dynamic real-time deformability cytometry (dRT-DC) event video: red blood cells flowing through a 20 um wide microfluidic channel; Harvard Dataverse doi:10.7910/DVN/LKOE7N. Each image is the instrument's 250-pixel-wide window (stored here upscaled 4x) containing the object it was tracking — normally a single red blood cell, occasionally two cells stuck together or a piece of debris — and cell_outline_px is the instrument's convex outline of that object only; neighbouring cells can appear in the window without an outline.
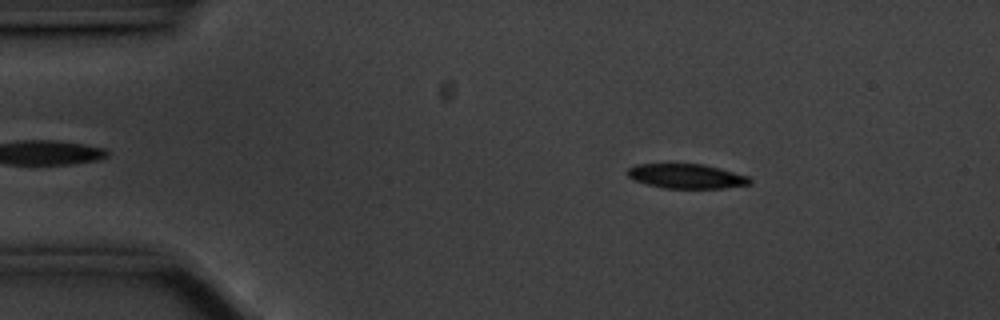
{"species": "common noctule bat (a hibernating species)", "species_latin": "Nyctalus noctula", "temperature_condition": "cold", "stored_images_in_passage": 40, "camera_frame_rate_fps": 3000, "um_per_image_px": 0.085, "animal": {"sex": "male", "body_mass_g": 20.1, "forearm_length_mm": 53.5}, "frame": {"image": 1, "passage_image": 8, "time_ms": 2.333, "image_size_px": [1000, 320], "cell_outline_px": [[752, 184], [724, 188], [664, 188], [632, 180], [624, 172], [628, 168], [636, 164], [668, 160], [704, 164], [720, 168], [748, 176], [752, 180]], "centroid_in_image_um": [58.26, 14.91], "position_along_channel_um": 26.7, "area_um2": 18.61}}
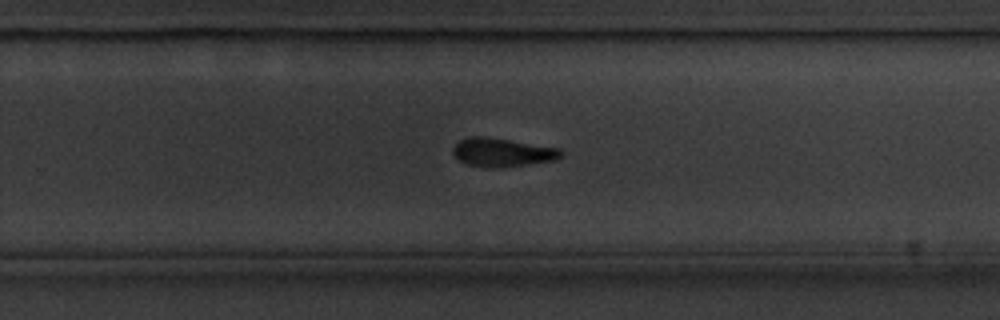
{"frame": {"image": 2, "passage_image": 35, "time_ms": 11.333, "image_size_px": [1000, 320], "cell_outline_px": [[564, 152], [556, 160], [528, 164], [468, 164], [460, 160], [452, 152], [452, 148], [460, 140], [468, 136], [484, 136], [560, 148]], "centroid_in_image_um": [42.73, 12.88], "position_along_channel_um": 287.1, "area_um2": 16.94}}
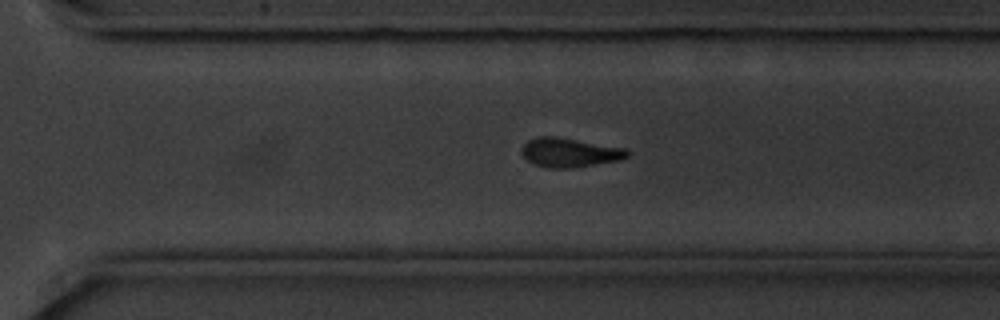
{"frame": {"image": 3, "passage_image": 38, "time_ms": 12.333, "image_size_px": [1000, 320], "cell_outline_px": [[632, 152], [628, 156], [620, 160], [576, 168], [548, 168], [532, 164], [520, 152], [520, 148], [528, 140], [536, 136], [552, 136], [628, 148]], "centroid_in_image_um": [48.43, 12.97], "position_along_channel_um": 322.2, "area_um2": 18.26}}